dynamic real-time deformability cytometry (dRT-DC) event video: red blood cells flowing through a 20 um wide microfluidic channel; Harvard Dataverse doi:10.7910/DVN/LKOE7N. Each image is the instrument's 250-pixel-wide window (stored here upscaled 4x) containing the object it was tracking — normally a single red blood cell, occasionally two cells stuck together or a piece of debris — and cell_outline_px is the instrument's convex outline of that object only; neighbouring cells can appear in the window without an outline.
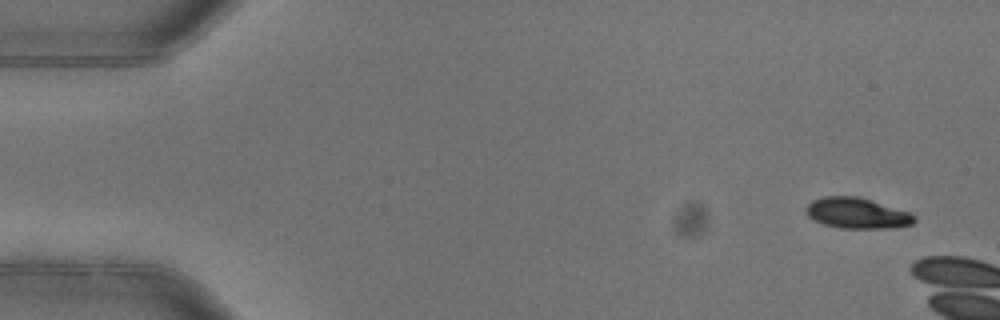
{"species": "common noctule bat (a hibernating species)", "species_latin": "Nyctalus noctula", "temperature_condition": "warm", "stored_images_in_passage": 3, "camera_frame_rate_fps": 3000, "um_per_image_px": 0.085, "animal": {"sex": "female"}, "frame": {"image": 1, "passage_image": 1, "time_ms": 0.0, "image_size_px": [1000, 320], "cell_outline_px": [[916, 220], [912, 224], [892, 228], [840, 228], [824, 224], [808, 216], [804, 212], [804, 208], [812, 200], [824, 196], [860, 196], [912, 212], [916, 216]], "centroid_in_image_um": [72.88, 18.1], "position_along_channel_um": 12.1, "area_um2": 19.71}}